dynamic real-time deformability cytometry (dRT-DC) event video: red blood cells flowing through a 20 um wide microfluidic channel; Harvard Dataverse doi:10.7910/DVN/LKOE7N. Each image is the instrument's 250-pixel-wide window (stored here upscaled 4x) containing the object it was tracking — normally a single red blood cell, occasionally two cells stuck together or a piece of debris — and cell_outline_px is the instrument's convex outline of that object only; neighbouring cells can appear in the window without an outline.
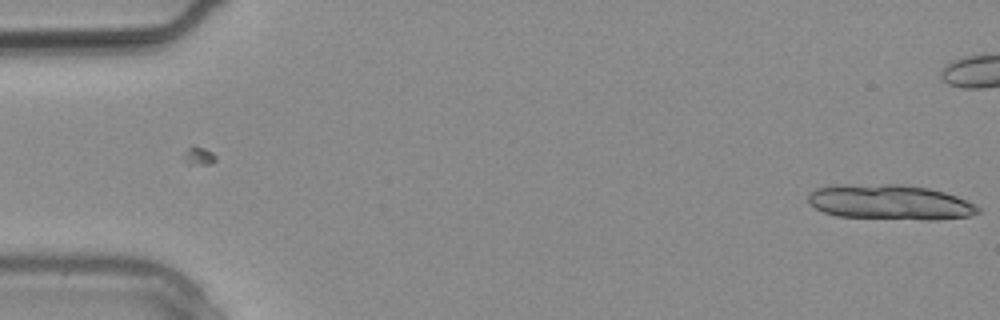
{"species": "common noctule bat (a hibernating species)", "species_latin": "Nyctalus noctula", "temperature_condition": "warm", "stored_images_in_passage": 2, "camera_frame_rate_fps": 3000, "um_per_image_px": 0.085, "animal": {"sex": "male", "body_mass_g": 20.4}, "frame": {"image": 1, "passage_image": 2, "time_ms": 0.333, "image_size_px": [1000, 320], "cell_outline_px": [[980, 212], [968, 216], [936, 220], [924, 220], [836, 216], [824, 212], [816, 208], [808, 200], [808, 192], [816, 188], [836, 184], [900, 184], [928, 188], [944, 192], [956, 196], [976, 204], [980, 208]], "centroid_in_image_um": [75.64, 17.18], "position_along_channel_um": 9.4, "area_um2": 34.91}}